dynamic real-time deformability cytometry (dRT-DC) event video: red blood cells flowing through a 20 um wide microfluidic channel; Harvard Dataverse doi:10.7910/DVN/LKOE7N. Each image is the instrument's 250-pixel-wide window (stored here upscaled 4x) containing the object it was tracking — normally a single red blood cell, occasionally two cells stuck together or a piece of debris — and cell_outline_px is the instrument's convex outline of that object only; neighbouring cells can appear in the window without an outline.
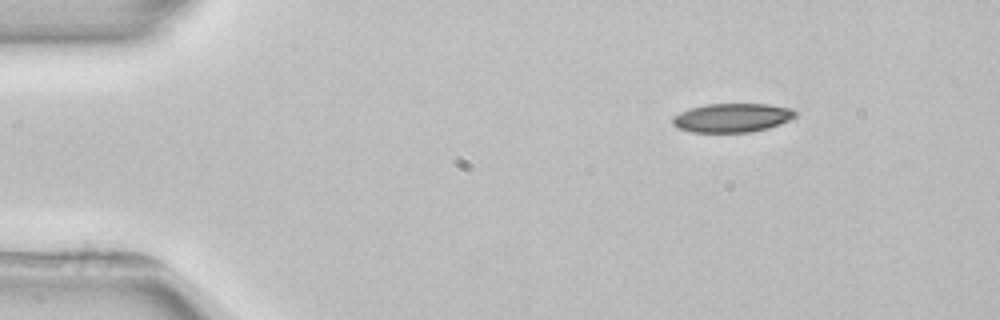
{"species": "common noctule bat (a hibernating species)", "species_latin": "Nyctalus noctula", "temperature_condition": "room temperature", "stored_images_in_passage": 4, "camera_frame_rate_fps": 3000, "um_per_image_px": 0.085, "animal": {"sex": "female", "body_mass_g": 22.7, "forearm_length_mm": 54.2}, "frame": {"image": 1, "passage_image": 1, "time_ms": 0.0, "image_size_px": [1000, 320], "cell_outline_px": [[796, 116], [780, 124], [768, 128], [752, 132], [692, 132], [680, 128], [672, 124], [672, 116], [680, 112], [704, 104], [768, 104], [792, 108], [796, 112]], "centroid_in_image_um": [62.24, 10.01], "position_along_channel_um": 22.8, "area_um2": 20.63}}
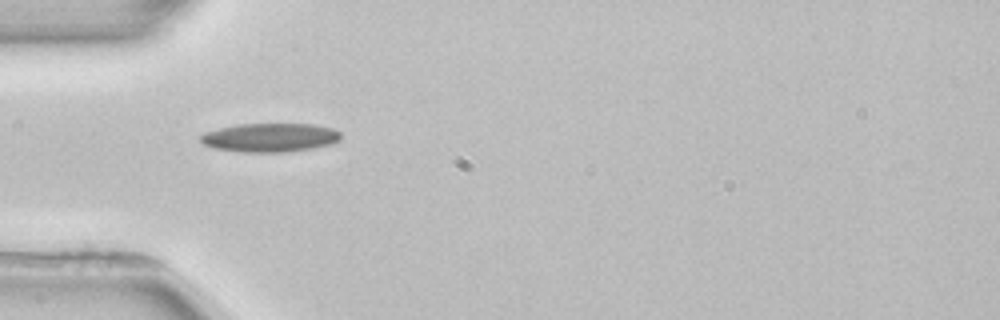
{"frame": {"image": 2, "passage_image": 3, "time_ms": 3.0, "image_size_px": [1000, 320], "cell_outline_px": [[340, 140], [332, 144], [312, 148], [284, 152], [244, 152], [216, 148], [204, 144], [200, 140], [200, 136], [204, 132], [236, 124], [316, 124], [332, 128], [340, 132]], "centroid_in_image_um": [22.97, 11.68], "position_along_channel_um": 62.0, "area_um2": 23.47}}